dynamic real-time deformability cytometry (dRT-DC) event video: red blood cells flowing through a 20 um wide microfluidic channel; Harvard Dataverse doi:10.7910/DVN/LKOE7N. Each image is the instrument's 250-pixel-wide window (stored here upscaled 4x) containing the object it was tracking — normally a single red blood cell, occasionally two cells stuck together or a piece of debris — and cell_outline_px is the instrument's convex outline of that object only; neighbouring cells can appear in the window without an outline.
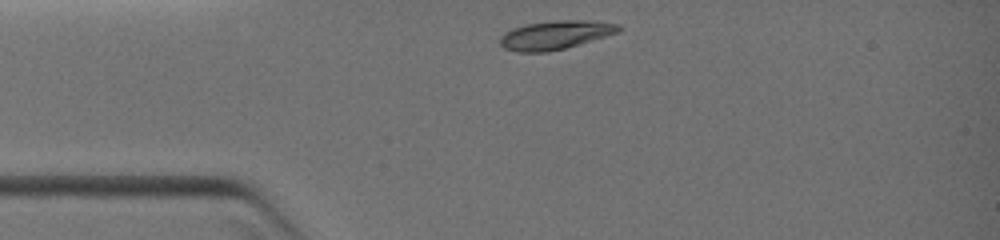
{"species": "common noctule bat (a hibernating species)", "species_latin": "Nyctalus noctula", "temperature_condition": "warm", "stored_images_in_passage": 7, "camera_frame_rate_fps": 3000, "um_per_image_px": 0.085, "animal": {"sex": "female", "body_mass_g": 19.0, "forearm_length_mm": 51.5}, "frame": {"image": 1, "passage_image": 1, "time_ms": 0.0, "image_size_px": [1000, 240], "cell_outline_px": [[624, 28], [620, 32], [564, 48], [548, 52], [520, 52], [504, 48], [500, 44], [500, 36], [504, 32], [512, 28], [528, 24], [556, 20], [592, 20], [620, 24]], "centroid_in_image_um": [47.23, 2.96], "position_along_channel_um": 37.8, "area_um2": 19.88}}